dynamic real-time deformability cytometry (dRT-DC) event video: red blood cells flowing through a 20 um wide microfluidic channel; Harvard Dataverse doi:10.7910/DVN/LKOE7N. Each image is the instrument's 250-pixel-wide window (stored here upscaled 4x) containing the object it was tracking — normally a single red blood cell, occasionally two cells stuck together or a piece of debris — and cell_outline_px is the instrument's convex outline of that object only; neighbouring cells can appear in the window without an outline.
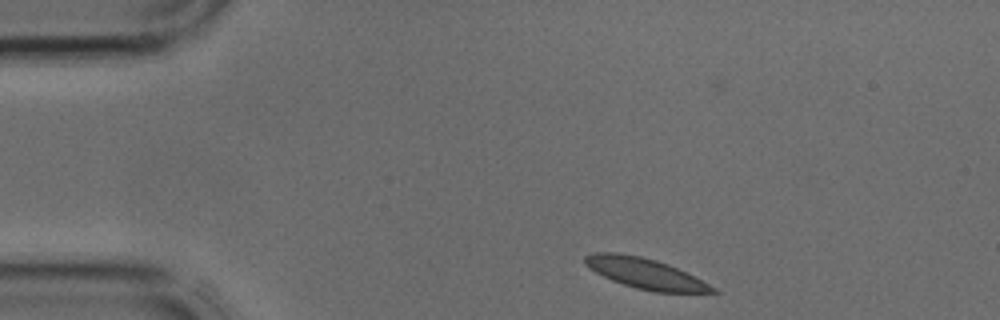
{"species": "common noctule bat (a hibernating species)", "species_latin": "Nyctalus noctula", "temperature_condition": "cold", "stored_images_in_passage": 2, "camera_frame_rate_fps": 3000, "um_per_image_px": 0.085, "animal": {"sex": "male", "body_mass_g": 17.9, "forearm_length_mm": 54.2}, "frame": {"image": 1, "passage_image": 1, "time_ms": 0.0, "image_size_px": [1000, 320], "cell_outline_px": [[720, 292], [652, 292], [636, 288], [612, 280], [588, 268], [584, 264], [584, 256], [592, 252], [616, 252], [640, 256], [656, 260], [668, 264], [716, 288]], "centroid_in_image_um": [54.77, 23.23], "position_along_channel_um": 30.2, "area_um2": 22.37}}